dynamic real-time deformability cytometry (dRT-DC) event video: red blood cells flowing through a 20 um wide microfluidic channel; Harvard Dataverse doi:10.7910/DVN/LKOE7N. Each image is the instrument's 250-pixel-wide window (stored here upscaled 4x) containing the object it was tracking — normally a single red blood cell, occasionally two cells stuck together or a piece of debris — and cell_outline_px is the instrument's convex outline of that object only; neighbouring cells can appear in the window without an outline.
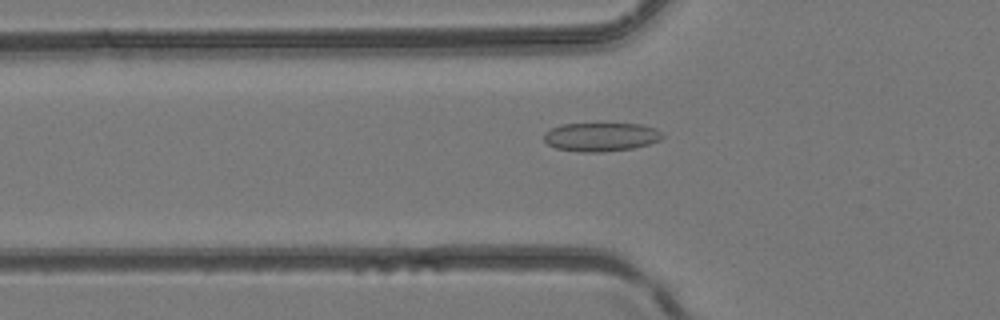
{"species": "common noctule bat (a hibernating species)", "species_latin": "Nyctalus noctula", "temperature_condition": "room temperature", "stored_images_in_passage": 34, "camera_frame_rate_fps": 3000, "um_per_image_px": 0.085, "animal": {"sex": "female", "body_mass_g": 24.6, "forearm_length_mm": 56.2}, "frame": {"image": 1, "passage_image": 7, "time_ms": 2.0, "image_size_px": [1000, 320], "cell_outline_px": [[664, 136], [660, 140], [648, 144], [632, 148], [600, 152], [580, 152], [556, 148], [548, 144], [544, 140], [544, 132], [560, 124], [640, 124], [656, 128]], "centroid_in_image_um": [51.07, 11.63], "position_along_channel_um": 74.7, "area_um2": 19.71}}
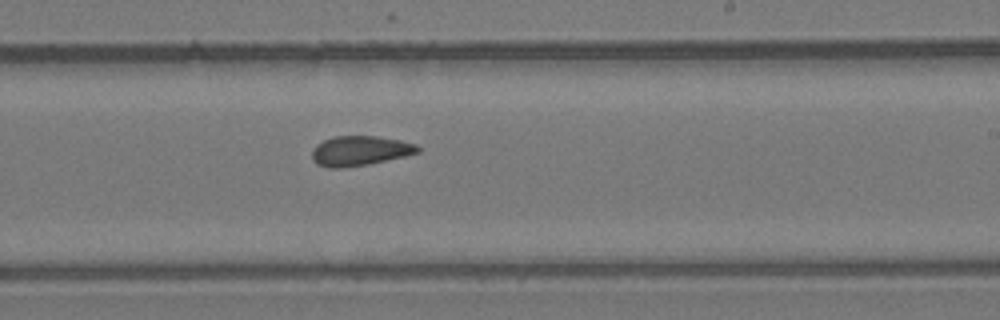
{"frame": {"image": 2, "passage_image": 18, "time_ms": 5.667, "image_size_px": [1000, 320], "cell_outline_px": [[420, 152], [404, 156], [368, 164], [340, 168], [328, 168], [316, 164], [312, 160], [312, 152], [316, 144], [332, 136], [376, 136], [400, 140], [416, 144], [420, 148]], "centroid_in_image_um": [30.56, 12.81], "position_along_channel_um": 258.4, "area_um2": 18.38}}
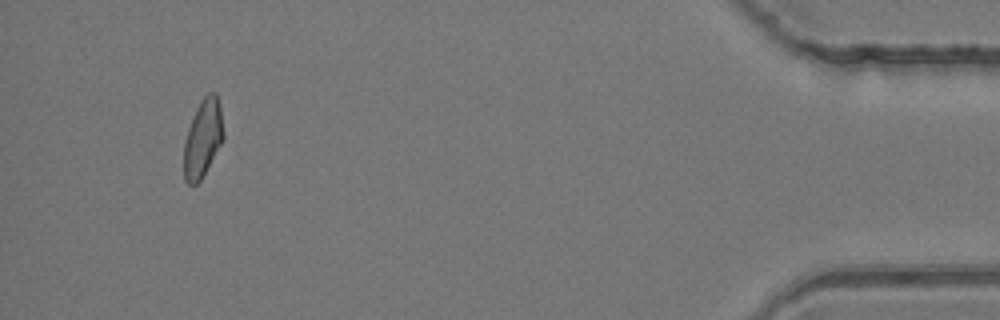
{"frame": {"image": 3, "passage_image": 32, "time_ms": 10.333, "image_size_px": [1000, 320], "cell_outline_px": [[224, 140], [200, 180], [196, 184], [188, 184], [184, 180], [184, 140], [188, 128], [196, 108], [200, 100], [208, 92], [216, 92], [220, 104], [224, 132]], "centroid_in_image_um": [17.25, 11.72], "position_along_channel_um": 417.9, "area_um2": 18.09}}